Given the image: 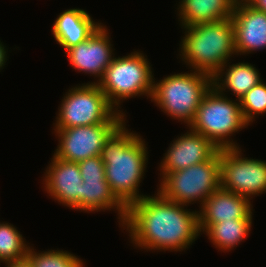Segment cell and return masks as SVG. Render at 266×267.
<instances>
[{
    "label": "cell",
    "mask_w": 266,
    "mask_h": 267,
    "mask_svg": "<svg viewBox=\"0 0 266 267\" xmlns=\"http://www.w3.org/2000/svg\"><path fill=\"white\" fill-rule=\"evenodd\" d=\"M187 128L186 133L174 138L164 153L158 166L159 181L167 173L209 161L220 150L207 137Z\"/></svg>",
    "instance_id": "13"
},
{
    "label": "cell",
    "mask_w": 266,
    "mask_h": 267,
    "mask_svg": "<svg viewBox=\"0 0 266 267\" xmlns=\"http://www.w3.org/2000/svg\"><path fill=\"white\" fill-rule=\"evenodd\" d=\"M23 237L13 224L0 222V263L26 259L30 243Z\"/></svg>",
    "instance_id": "21"
},
{
    "label": "cell",
    "mask_w": 266,
    "mask_h": 267,
    "mask_svg": "<svg viewBox=\"0 0 266 267\" xmlns=\"http://www.w3.org/2000/svg\"><path fill=\"white\" fill-rule=\"evenodd\" d=\"M253 219H233L215 224H199L202 235L205 234L210 242L221 252H231L249 236Z\"/></svg>",
    "instance_id": "20"
},
{
    "label": "cell",
    "mask_w": 266,
    "mask_h": 267,
    "mask_svg": "<svg viewBox=\"0 0 266 267\" xmlns=\"http://www.w3.org/2000/svg\"><path fill=\"white\" fill-rule=\"evenodd\" d=\"M123 123L105 122L90 126L53 129L58 145L52 155L70 162L100 156L105 142Z\"/></svg>",
    "instance_id": "10"
},
{
    "label": "cell",
    "mask_w": 266,
    "mask_h": 267,
    "mask_svg": "<svg viewBox=\"0 0 266 267\" xmlns=\"http://www.w3.org/2000/svg\"><path fill=\"white\" fill-rule=\"evenodd\" d=\"M179 44L180 60L190 70L214 76L234 55V27L232 19L200 23L183 27Z\"/></svg>",
    "instance_id": "3"
},
{
    "label": "cell",
    "mask_w": 266,
    "mask_h": 267,
    "mask_svg": "<svg viewBox=\"0 0 266 267\" xmlns=\"http://www.w3.org/2000/svg\"><path fill=\"white\" fill-rule=\"evenodd\" d=\"M231 63L228 61L213 76V86L225 96L231 91V95L236 96V99L239 100L264 79L260 77L259 70L249 62Z\"/></svg>",
    "instance_id": "18"
},
{
    "label": "cell",
    "mask_w": 266,
    "mask_h": 267,
    "mask_svg": "<svg viewBox=\"0 0 266 267\" xmlns=\"http://www.w3.org/2000/svg\"><path fill=\"white\" fill-rule=\"evenodd\" d=\"M156 192L127 208L121 229H126L135 249L185 252L201 236L198 211L167 200Z\"/></svg>",
    "instance_id": "1"
},
{
    "label": "cell",
    "mask_w": 266,
    "mask_h": 267,
    "mask_svg": "<svg viewBox=\"0 0 266 267\" xmlns=\"http://www.w3.org/2000/svg\"><path fill=\"white\" fill-rule=\"evenodd\" d=\"M248 126L239 100H231L212 86L204 95L189 128L207 137L218 149H227L241 147L232 136Z\"/></svg>",
    "instance_id": "6"
},
{
    "label": "cell",
    "mask_w": 266,
    "mask_h": 267,
    "mask_svg": "<svg viewBox=\"0 0 266 267\" xmlns=\"http://www.w3.org/2000/svg\"><path fill=\"white\" fill-rule=\"evenodd\" d=\"M41 180L43 190L62 206L81 212V177L78 162L59 159L54 155Z\"/></svg>",
    "instance_id": "12"
},
{
    "label": "cell",
    "mask_w": 266,
    "mask_h": 267,
    "mask_svg": "<svg viewBox=\"0 0 266 267\" xmlns=\"http://www.w3.org/2000/svg\"><path fill=\"white\" fill-rule=\"evenodd\" d=\"M240 148L219 150L221 188L248 198L266 193V161L244 157Z\"/></svg>",
    "instance_id": "9"
},
{
    "label": "cell",
    "mask_w": 266,
    "mask_h": 267,
    "mask_svg": "<svg viewBox=\"0 0 266 267\" xmlns=\"http://www.w3.org/2000/svg\"><path fill=\"white\" fill-rule=\"evenodd\" d=\"M4 267H33L30 261L26 258L21 261L5 263Z\"/></svg>",
    "instance_id": "27"
},
{
    "label": "cell",
    "mask_w": 266,
    "mask_h": 267,
    "mask_svg": "<svg viewBox=\"0 0 266 267\" xmlns=\"http://www.w3.org/2000/svg\"><path fill=\"white\" fill-rule=\"evenodd\" d=\"M8 49L7 46L4 45L3 42L0 40V72L5 67L6 62L8 60Z\"/></svg>",
    "instance_id": "25"
},
{
    "label": "cell",
    "mask_w": 266,
    "mask_h": 267,
    "mask_svg": "<svg viewBox=\"0 0 266 267\" xmlns=\"http://www.w3.org/2000/svg\"><path fill=\"white\" fill-rule=\"evenodd\" d=\"M26 258L33 267H85L78 255L58 248L37 252L34 245H29Z\"/></svg>",
    "instance_id": "22"
},
{
    "label": "cell",
    "mask_w": 266,
    "mask_h": 267,
    "mask_svg": "<svg viewBox=\"0 0 266 267\" xmlns=\"http://www.w3.org/2000/svg\"><path fill=\"white\" fill-rule=\"evenodd\" d=\"M177 17L180 27L215 22L232 17L237 0H179Z\"/></svg>",
    "instance_id": "17"
},
{
    "label": "cell",
    "mask_w": 266,
    "mask_h": 267,
    "mask_svg": "<svg viewBox=\"0 0 266 267\" xmlns=\"http://www.w3.org/2000/svg\"><path fill=\"white\" fill-rule=\"evenodd\" d=\"M142 52L134 49L126 56L114 57L97 82L109 103L125 116L126 113L120 107L123 101L136 96L151 99L154 71L147 55Z\"/></svg>",
    "instance_id": "5"
},
{
    "label": "cell",
    "mask_w": 266,
    "mask_h": 267,
    "mask_svg": "<svg viewBox=\"0 0 266 267\" xmlns=\"http://www.w3.org/2000/svg\"><path fill=\"white\" fill-rule=\"evenodd\" d=\"M84 9L70 8L57 15L51 33L63 50L86 41L101 25Z\"/></svg>",
    "instance_id": "16"
},
{
    "label": "cell",
    "mask_w": 266,
    "mask_h": 267,
    "mask_svg": "<svg viewBox=\"0 0 266 267\" xmlns=\"http://www.w3.org/2000/svg\"><path fill=\"white\" fill-rule=\"evenodd\" d=\"M108 30L102 23L86 41L65 51L67 60L75 71L97 78L93 83L102 78L116 54Z\"/></svg>",
    "instance_id": "11"
},
{
    "label": "cell",
    "mask_w": 266,
    "mask_h": 267,
    "mask_svg": "<svg viewBox=\"0 0 266 267\" xmlns=\"http://www.w3.org/2000/svg\"><path fill=\"white\" fill-rule=\"evenodd\" d=\"M239 102L244 121L250 126L258 115L266 114V82L261 80L243 95Z\"/></svg>",
    "instance_id": "23"
},
{
    "label": "cell",
    "mask_w": 266,
    "mask_h": 267,
    "mask_svg": "<svg viewBox=\"0 0 266 267\" xmlns=\"http://www.w3.org/2000/svg\"><path fill=\"white\" fill-rule=\"evenodd\" d=\"M252 7L266 13V0H246Z\"/></svg>",
    "instance_id": "26"
},
{
    "label": "cell",
    "mask_w": 266,
    "mask_h": 267,
    "mask_svg": "<svg viewBox=\"0 0 266 267\" xmlns=\"http://www.w3.org/2000/svg\"><path fill=\"white\" fill-rule=\"evenodd\" d=\"M115 211L119 227L125 222L127 208L115 197L106 179H83L81 212Z\"/></svg>",
    "instance_id": "19"
},
{
    "label": "cell",
    "mask_w": 266,
    "mask_h": 267,
    "mask_svg": "<svg viewBox=\"0 0 266 267\" xmlns=\"http://www.w3.org/2000/svg\"><path fill=\"white\" fill-rule=\"evenodd\" d=\"M82 179H106L105 165L101 156H94L78 162Z\"/></svg>",
    "instance_id": "24"
},
{
    "label": "cell",
    "mask_w": 266,
    "mask_h": 267,
    "mask_svg": "<svg viewBox=\"0 0 266 267\" xmlns=\"http://www.w3.org/2000/svg\"><path fill=\"white\" fill-rule=\"evenodd\" d=\"M124 122L105 142L101 159L105 178L115 197L128 208L146 196L139 193L148 164V144Z\"/></svg>",
    "instance_id": "2"
},
{
    "label": "cell",
    "mask_w": 266,
    "mask_h": 267,
    "mask_svg": "<svg viewBox=\"0 0 266 267\" xmlns=\"http://www.w3.org/2000/svg\"><path fill=\"white\" fill-rule=\"evenodd\" d=\"M235 50L237 57L266 49V13L246 0H237L233 9Z\"/></svg>",
    "instance_id": "14"
},
{
    "label": "cell",
    "mask_w": 266,
    "mask_h": 267,
    "mask_svg": "<svg viewBox=\"0 0 266 267\" xmlns=\"http://www.w3.org/2000/svg\"><path fill=\"white\" fill-rule=\"evenodd\" d=\"M154 78L151 102L166 116L189 127L204 95L213 86V77L199 71ZM187 124V125H186Z\"/></svg>",
    "instance_id": "4"
},
{
    "label": "cell",
    "mask_w": 266,
    "mask_h": 267,
    "mask_svg": "<svg viewBox=\"0 0 266 267\" xmlns=\"http://www.w3.org/2000/svg\"><path fill=\"white\" fill-rule=\"evenodd\" d=\"M157 191L167 200L201 208L204 201L221 187L219 151L209 160L186 169L167 173Z\"/></svg>",
    "instance_id": "8"
},
{
    "label": "cell",
    "mask_w": 266,
    "mask_h": 267,
    "mask_svg": "<svg viewBox=\"0 0 266 267\" xmlns=\"http://www.w3.org/2000/svg\"><path fill=\"white\" fill-rule=\"evenodd\" d=\"M61 99L53 129L90 126L105 122H128L108 101L97 83L77 84L68 89Z\"/></svg>",
    "instance_id": "7"
},
{
    "label": "cell",
    "mask_w": 266,
    "mask_h": 267,
    "mask_svg": "<svg viewBox=\"0 0 266 267\" xmlns=\"http://www.w3.org/2000/svg\"><path fill=\"white\" fill-rule=\"evenodd\" d=\"M253 201L219 188L203 203L198 211L199 224H215L233 219H253Z\"/></svg>",
    "instance_id": "15"
}]
</instances>
